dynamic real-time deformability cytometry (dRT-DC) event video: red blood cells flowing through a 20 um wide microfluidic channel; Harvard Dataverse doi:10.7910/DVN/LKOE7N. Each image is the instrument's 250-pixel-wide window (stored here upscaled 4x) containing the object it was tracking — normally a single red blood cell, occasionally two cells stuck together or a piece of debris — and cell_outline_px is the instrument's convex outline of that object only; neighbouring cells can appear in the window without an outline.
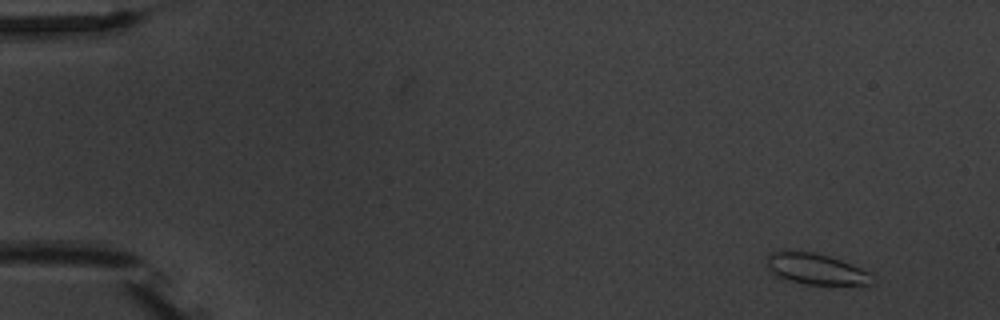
{"species": "common noctule bat (a hibernating species)", "species_latin": "Nyctalus noctula", "temperature_condition": "warm", "stored_images_in_passage": 4, "camera_frame_rate_fps": 3000, "um_per_image_px": 0.085, "animal": {"sex": "male", "body_mass_g": 20.1, "forearm_length_mm": 53.5}, "frame": {"image": 1, "passage_image": 1, "time_ms": 0.0, "image_size_px": [1000, 320], "cell_outline_px": [[876, 284], [856, 288], [808, 284], [788, 280], [776, 276], [768, 268], [768, 256], [772, 252], [812, 252], [828, 256], [840, 260], [860, 268], [868, 272], [876, 280]], "centroid_in_image_um": [69.52, 22.95], "position_along_channel_um": 15.5, "area_um2": 19.48}}
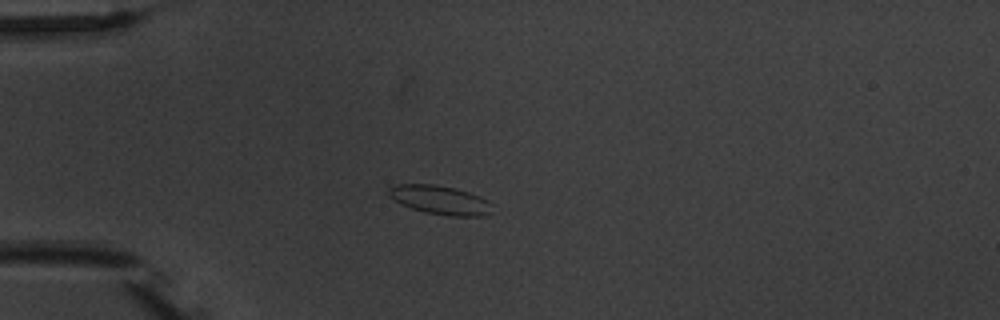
{"frame": {"image": 2, "passage_image": 4, "time_ms": 3.667, "image_size_px": [1000, 320], "cell_outline_px": [[492, 204], [488, 212], [484, 216], [448, 216], [424, 212], [400, 204], [388, 196], [388, 188], [396, 184], [432, 184], [456, 188], [480, 196], [488, 200]], "centroid_in_image_um": [37.37, 16.99], "position_along_channel_um": 47.6, "area_um2": 17.46}}